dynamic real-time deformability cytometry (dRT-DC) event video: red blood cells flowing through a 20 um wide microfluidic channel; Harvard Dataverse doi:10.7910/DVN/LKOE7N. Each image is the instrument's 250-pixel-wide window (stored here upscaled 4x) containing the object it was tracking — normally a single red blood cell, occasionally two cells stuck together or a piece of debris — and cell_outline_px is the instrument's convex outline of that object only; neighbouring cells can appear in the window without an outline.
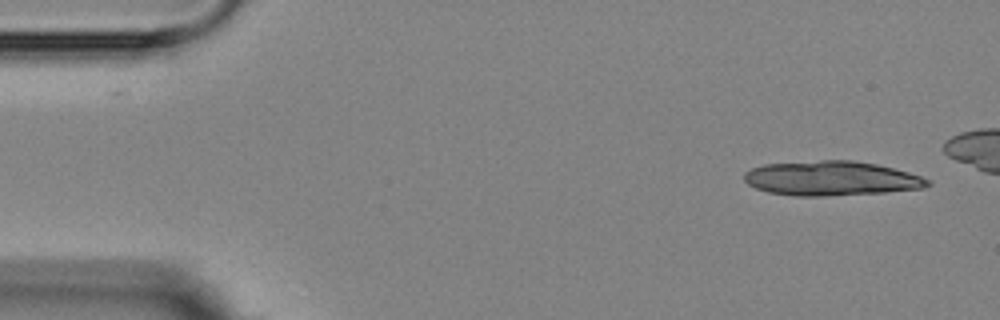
{"species": "Egyptian fruit bat (a non-hibernating species)", "species_latin": "Rousettus aegyptiacus", "temperature_condition": "room temperature", "stored_images_in_passage": 2, "camera_frame_rate_fps": 3000, "um_per_image_px": 0.085, "animal": {"sex": "female"}, "frame": {"image": 1, "passage_image": 2, "time_ms": 1.0, "image_size_px": [1000, 320], "cell_outline_px": [[932, 184], [924, 188], [884, 192], [824, 196], [792, 196], [768, 192], [756, 188], [748, 184], [744, 180], [744, 172], [752, 168], [764, 164], [820, 160], [852, 160], [876, 164], [908, 172], [932, 180]], "centroid_in_image_um": [70.65, 15.16], "position_along_channel_um": 14.3, "area_um2": 36.99}}